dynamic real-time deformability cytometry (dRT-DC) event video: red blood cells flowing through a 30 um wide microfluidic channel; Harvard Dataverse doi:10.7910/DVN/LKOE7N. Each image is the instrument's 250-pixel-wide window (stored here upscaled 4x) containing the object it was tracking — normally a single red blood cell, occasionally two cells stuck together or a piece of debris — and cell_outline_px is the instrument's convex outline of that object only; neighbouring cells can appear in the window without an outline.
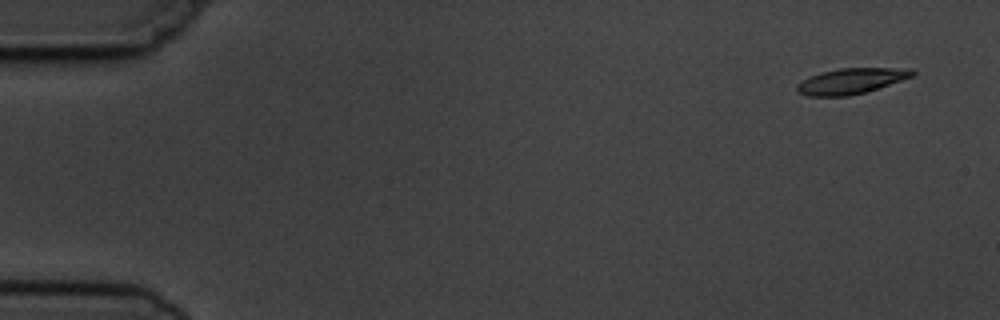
{"species": "common noctule bat (a hibernating species)", "species_latin": "Nyctalus noctula", "temperature_condition": "cold", "stored_images_in_passage": 4, "camera_frame_rate_fps": 3000, "um_per_image_px": 0.085, "animal": {"sex": "male", "body_mass_g": 19.5, "forearm_length_mm": 54.6}, "frame": {"image": 1, "passage_image": 1, "time_ms": 0.0, "image_size_px": [1000, 320], "cell_outline_px": [[916, 76], [864, 92], [848, 96], [808, 96], [796, 92], [796, 84], [808, 76], [820, 72], [840, 68], [912, 68], [916, 72]], "centroid_in_image_um": [72.34, 6.88], "position_along_channel_um": 12.7, "area_um2": 17.46}}
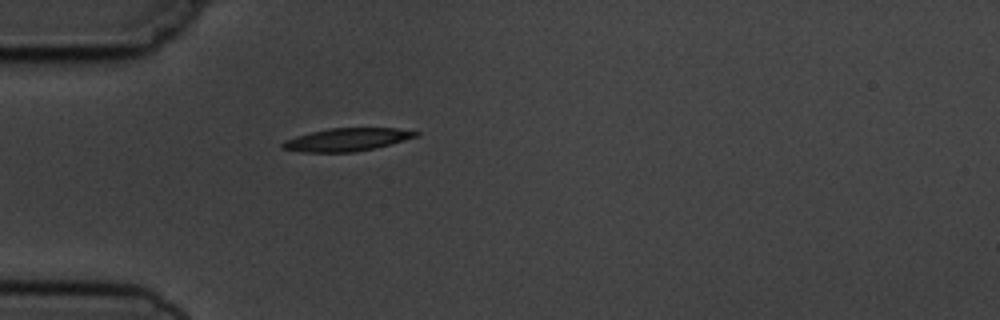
{"frame": {"image": 2, "passage_image": 4, "time_ms": 4.333, "image_size_px": [1000, 320], "cell_outline_px": [[420, 132], [416, 136], [404, 140], [372, 148], [352, 152], [304, 152], [284, 148], [280, 144], [284, 140], [296, 136], [328, 128], [396, 128]], "centroid_in_image_um": [29.45, 11.86], "position_along_channel_um": 55.5, "area_um2": 17.4}}